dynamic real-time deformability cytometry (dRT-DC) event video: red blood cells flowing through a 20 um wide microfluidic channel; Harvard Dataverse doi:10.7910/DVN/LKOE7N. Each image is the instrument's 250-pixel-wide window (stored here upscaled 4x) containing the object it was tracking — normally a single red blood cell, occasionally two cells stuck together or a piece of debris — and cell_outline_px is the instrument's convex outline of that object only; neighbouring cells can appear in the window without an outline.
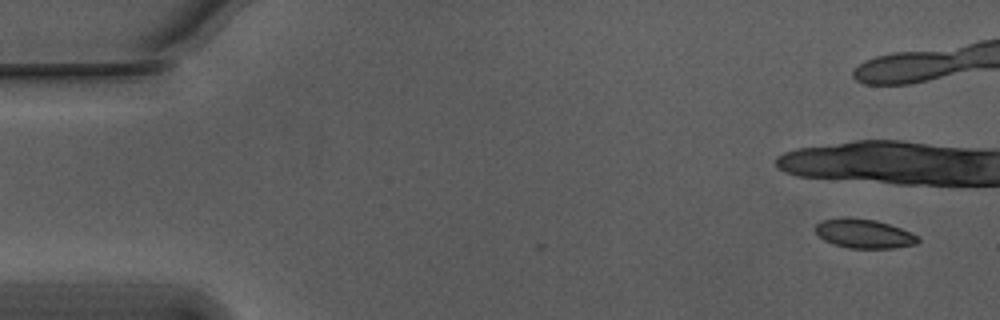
{"species": "Egyptian fruit bat (a non-hibernating species)", "species_latin": "Rousettus aegyptiacus", "temperature_condition": "warm", "stored_images_in_passage": 12, "camera_frame_rate_fps": 3000, "um_per_image_px": 0.085, "animal": {"sex": "male"}, "frame": {"image": 1, "passage_image": 3, "time_ms": 0.667, "image_size_px": [1000, 320], "cell_outline_px": [[920, 240], [916, 244], [896, 248], [848, 248], [832, 244], [824, 240], [816, 232], [816, 224], [820, 220], [844, 216], [852, 216], [876, 220], [900, 228], [920, 236]], "centroid_in_image_um": [73.43, 19.84], "position_along_channel_um": 11.6, "area_um2": 17.74}}